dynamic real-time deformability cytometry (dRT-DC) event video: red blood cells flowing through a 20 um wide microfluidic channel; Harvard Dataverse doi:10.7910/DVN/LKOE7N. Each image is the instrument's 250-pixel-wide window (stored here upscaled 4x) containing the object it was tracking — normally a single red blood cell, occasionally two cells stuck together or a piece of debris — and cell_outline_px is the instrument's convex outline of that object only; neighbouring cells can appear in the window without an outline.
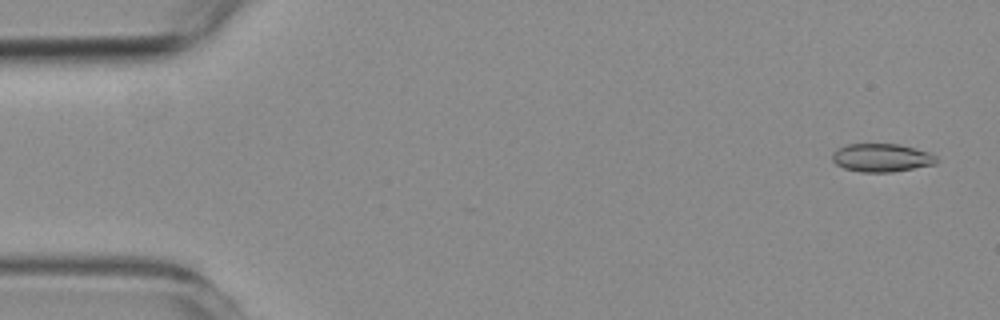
{"species": "common noctule bat (a hibernating species)", "species_latin": "Nyctalus noctula", "temperature_condition": "room temperature", "stored_images_in_passage": 55, "camera_frame_rate_fps": 3000, "um_per_image_px": 0.085, "animal": {"sex": "female", "body_mass_g": 19.3, "forearm_length_mm": 54.1}, "frame": {"image": 1, "passage_image": 3, "time_ms": 0.667, "image_size_px": [1000, 320], "cell_outline_px": [[940, 160], [936, 164], [892, 172], [860, 172], [844, 168], [836, 164], [832, 160], [832, 152], [848, 144], [900, 144], [928, 152], [936, 156]], "centroid_in_image_um": [74.95, 13.41], "position_along_channel_um": 10.0, "area_um2": 17.17}}
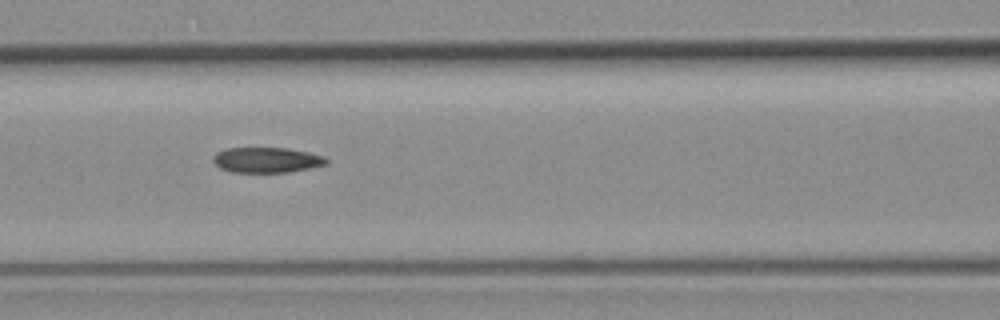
{"frame": {"image": 2, "passage_image": 25, "time_ms": 8.0, "image_size_px": [1000, 320], "cell_outline_px": [[328, 164], [312, 168], [288, 172], [232, 172], [220, 168], [212, 160], [212, 156], [216, 152], [224, 148], [288, 148], [308, 152], [324, 156], [328, 160]], "centroid_in_image_um": [22.67, 13.59], "position_along_channel_um": 143.9, "area_um2": 16.88}}
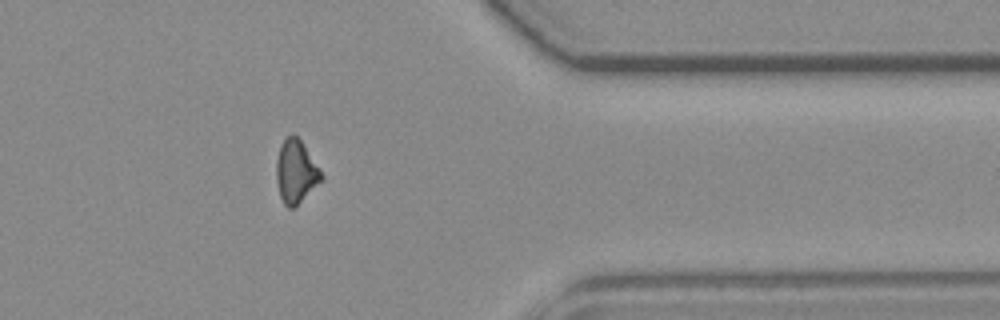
{"frame": {"image": 3, "passage_image": 47, "time_ms": 15.333, "image_size_px": [1000, 320], "cell_outline_px": [[324, 176], [296, 208], [288, 208], [284, 204], [280, 196], [276, 180], [276, 160], [280, 144], [292, 132], [300, 140]], "centroid_in_image_um": [25.12, 14.61], "position_along_channel_um": 386.3, "area_um2": 16.42}, "authors_computed_cell_mechanics": {"area_um2": 17.051, "velocity_mm_per_s": 3.5599, "shape_relaxation_time_tau1_ms": null, "shape_relaxation_time_tau2_ms": 7.575, "deformation_change_tau1": null, "deformation_change_tau2": 0.1442}}